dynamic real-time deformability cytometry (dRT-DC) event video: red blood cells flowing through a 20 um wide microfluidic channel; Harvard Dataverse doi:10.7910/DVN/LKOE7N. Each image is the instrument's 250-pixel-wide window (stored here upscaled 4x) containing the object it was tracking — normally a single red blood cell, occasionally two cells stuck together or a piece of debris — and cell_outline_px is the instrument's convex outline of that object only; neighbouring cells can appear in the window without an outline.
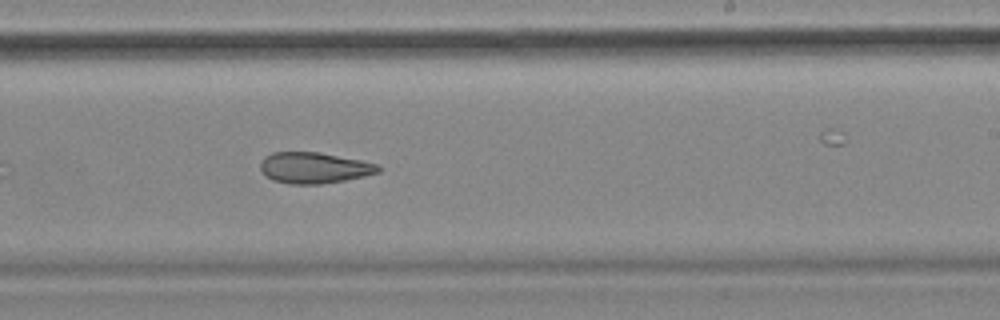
{"species": "common noctule bat (a hibernating species)", "species_latin": "Nyctalus noctula", "temperature_condition": "cold", "stored_images_in_passage": 32, "camera_frame_rate_fps": 3000, "um_per_image_px": 0.085, "animal": {"sex": "female", "body_mass_g": 18.4}, "frame": {"image": 1, "passage_image": 19, "time_ms": 6.0, "image_size_px": [1000, 320], "cell_outline_px": [[380, 172], [364, 176], [344, 180], [320, 184], [288, 184], [272, 180], [260, 168], [260, 164], [264, 156], [272, 152], [316, 152], [360, 160], [376, 164], [380, 168]], "centroid_in_image_um": [26.67, 14.27], "position_along_channel_um": 262.3, "area_um2": 21.1}, "authors_computed_cell_mechanics": {"area_um2": 22.0796, "velocity_mm_per_s": 3.5575, "shape_relaxation_time_tau1_ms": null, "shape_relaxation_time_tau2_ms": 5.1568, "deformation_change_tau1": null, "deformation_change_tau2": 0.1378}}